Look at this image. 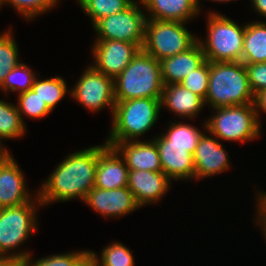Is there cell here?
Listing matches in <instances>:
<instances>
[{"mask_svg": "<svg viewBox=\"0 0 266 266\" xmlns=\"http://www.w3.org/2000/svg\"><path fill=\"white\" fill-rule=\"evenodd\" d=\"M107 146L95 145L67 155L48 176L37 194L44 205L80 199L84 202L95 185L99 153Z\"/></svg>", "mask_w": 266, "mask_h": 266, "instance_id": "cell-1", "label": "cell"}, {"mask_svg": "<svg viewBox=\"0 0 266 266\" xmlns=\"http://www.w3.org/2000/svg\"><path fill=\"white\" fill-rule=\"evenodd\" d=\"M204 102L211 109L254 103L245 64L242 61L210 62Z\"/></svg>", "mask_w": 266, "mask_h": 266, "instance_id": "cell-2", "label": "cell"}, {"mask_svg": "<svg viewBox=\"0 0 266 266\" xmlns=\"http://www.w3.org/2000/svg\"><path fill=\"white\" fill-rule=\"evenodd\" d=\"M163 86L160 61L140 49L129 65L114 79L115 101L161 99Z\"/></svg>", "mask_w": 266, "mask_h": 266, "instance_id": "cell-3", "label": "cell"}, {"mask_svg": "<svg viewBox=\"0 0 266 266\" xmlns=\"http://www.w3.org/2000/svg\"><path fill=\"white\" fill-rule=\"evenodd\" d=\"M160 110L161 99L135 98L116 101L110 133L105 143L139 140L157 123Z\"/></svg>", "mask_w": 266, "mask_h": 266, "instance_id": "cell-4", "label": "cell"}, {"mask_svg": "<svg viewBox=\"0 0 266 266\" xmlns=\"http://www.w3.org/2000/svg\"><path fill=\"white\" fill-rule=\"evenodd\" d=\"M41 203L37 192L30 202L0 209V254L11 256L23 263L31 254L19 247L36 232L37 209ZM38 207V208H37ZM30 236V237H29ZM17 248L16 252L15 249ZM11 251H14L11 252ZM25 251V252H24ZM18 252V253H17ZM11 253V254H10Z\"/></svg>", "mask_w": 266, "mask_h": 266, "instance_id": "cell-5", "label": "cell"}, {"mask_svg": "<svg viewBox=\"0 0 266 266\" xmlns=\"http://www.w3.org/2000/svg\"><path fill=\"white\" fill-rule=\"evenodd\" d=\"M207 37H198L205 58L210 62L242 61L245 24L211 11L207 13Z\"/></svg>", "mask_w": 266, "mask_h": 266, "instance_id": "cell-6", "label": "cell"}, {"mask_svg": "<svg viewBox=\"0 0 266 266\" xmlns=\"http://www.w3.org/2000/svg\"><path fill=\"white\" fill-rule=\"evenodd\" d=\"M212 111L213 116L203 122V127L205 132H210L219 140L246 143L260 138L262 131L254 103L217 107Z\"/></svg>", "mask_w": 266, "mask_h": 266, "instance_id": "cell-7", "label": "cell"}, {"mask_svg": "<svg viewBox=\"0 0 266 266\" xmlns=\"http://www.w3.org/2000/svg\"><path fill=\"white\" fill-rule=\"evenodd\" d=\"M188 23L147 19L145 23V39L142 49L161 61L187 51L198 37L185 27Z\"/></svg>", "mask_w": 266, "mask_h": 266, "instance_id": "cell-8", "label": "cell"}, {"mask_svg": "<svg viewBox=\"0 0 266 266\" xmlns=\"http://www.w3.org/2000/svg\"><path fill=\"white\" fill-rule=\"evenodd\" d=\"M137 1H134L121 12L98 20L93 25L94 32L97 35L94 40L131 42L137 44L142 49L147 17L144 13L145 9L142 1Z\"/></svg>", "mask_w": 266, "mask_h": 266, "instance_id": "cell-9", "label": "cell"}, {"mask_svg": "<svg viewBox=\"0 0 266 266\" xmlns=\"http://www.w3.org/2000/svg\"><path fill=\"white\" fill-rule=\"evenodd\" d=\"M70 96L92 113L104 108L111 110L116 104L114 97V79L96 70L92 65L85 68L79 80L70 90Z\"/></svg>", "mask_w": 266, "mask_h": 266, "instance_id": "cell-10", "label": "cell"}, {"mask_svg": "<svg viewBox=\"0 0 266 266\" xmlns=\"http://www.w3.org/2000/svg\"><path fill=\"white\" fill-rule=\"evenodd\" d=\"M96 70L115 79L141 49L137 44L119 40H95L91 47Z\"/></svg>", "mask_w": 266, "mask_h": 266, "instance_id": "cell-11", "label": "cell"}, {"mask_svg": "<svg viewBox=\"0 0 266 266\" xmlns=\"http://www.w3.org/2000/svg\"><path fill=\"white\" fill-rule=\"evenodd\" d=\"M159 151L163 173L170 180H195L194 153L197 146L169 145L162 135L153 137Z\"/></svg>", "mask_w": 266, "mask_h": 266, "instance_id": "cell-12", "label": "cell"}, {"mask_svg": "<svg viewBox=\"0 0 266 266\" xmlns=\"http://www.w3.org/2000/svg\"><path fill=\"white\" fill-rule=\"evenodd\" d=\"M84 203L105 218H120L141 208L128 186L111 190L93 187Z\"/></svg>", "mask_w": 266, "mask_h": 266, "instance_id": "cell-13", "label": "cell"}, {"mask_svg": "<svg viewBox=\"0 0 266 266\" xmlns=\"http://www.w3.org/2000/svg\"><path fill=\"white\" fill-rule=\"evenodd\" d=\"M209 134V136L207 135ZM203 133L194 153L195 179L208 178L230 169V159L219 139Z\"/></svg>", "mask_w": 266, "mask_h": 266, "instance_id": "cell-14", "label": "cell"}, {"mask_svg": "<svg viewBox=\"0 0 266 266\" xmlns=\"http://www.w3.org/2000/svg\"><path fill=\"white\" fill-rule=\"evenodd\" d=\"M171 182L163 172L129 170L128 189L141 208L160 201L169 192Z\"/></svg>", "mask_w": 266, "mask_h": 266, "instance_id": "cell-15", "label": "cell"}, {"mask_svg": "<svg viewBox=\"0 0 266 266\" xmlns=\"http://www.w3.org/2000/svg\"><path fill=\"white\" fill-rule=\"evenodd\" d=\"M106 144L118 151L129 170L163 172L159 151L154 139Z\"/></svg>", "mask_w": 266, "mask_h": 266, "instance_id": "cell-16", "label": "cell"}, {"mask_svg": "<svg viewBox=\"0 0 266 266\" xmlns=\"http://www.w3.org/2000/svg\"><path fill=\"white\" fill-rule=\"evenodd\" d=\"M25 181L20 165L12 156L0 169V209L28 203L35 197Z\"/></svg>", "mask_w": 266, "mask_h": 266, "instance_id": "cell-17", "label": "cell"}, {"mask_svg": "<svg viewBox=\"0 0 266 266\" xmlns=\"http://www.w3.org/2000/svg\"><path fill=\"white\" fill-rule=\"evenodd\" d=\"M129 169L118 151L107 145L98 155L94 187L116 189L128 186Z\"/></svg>", "mask_w": 266, "mask_h": 266, "instance_id": "cell-18", "label": "cell"}, {"mask_svg": "<svg viewBox=\"0 0 266 266\" xmlns=\"http://www.w3.org/2000/svg\"><path fill=\"white\" fill-rule=\"evenodd\" d=\"M206 60L201 44L197 41L187 51L160 61L163 85L180 84L193 70Z\"/></svg>", "mask_w": 266, "mask_h": 266, "instance_id": "cell-19", "label": "cell"}, {"mask_svg": "<svg viewBox=\"0 0 266 266\" xmlns=\"http://www.w3.org/2000/svg\"><path fill=\"white\" fill-rule=\"evenodd\" d=\"M166 106V107H165ZM205 106L204 99L181 84L163 86L161 108L165 107L174 115L189 120L198 116Z\"/></svg>", "mask_w": 266, "mask_h": 266, "instance_id": "cell-20", "label": "cell"}, {"mask_svg": "<svg viewBox=\"0 0 266 266\" xmlns=\"http://www.w3.org/2000/svg\"><path fill=\"white\" fill-rule=\"evenodd\" d=\"M147 19L190 22L197 17V0H141ZM148 13V14H147Z\"/></svg>", "mask_w": 266, "mask_h": 266, "instance_id": "cell-21", "label": "cell"}, {"mask_svg": "<svg viewBox=\"0 0 266 266\" xmlns=\"http://www.w3.org/2000/svg\"><path fill=\"white\" fill-rule=\"evenodd\" d=\"M242 62L244 64L266 62V21L246 23Z\"/></svg>", "mask_w": 266, "mask_h": 266, "instance_id": "cell-22", "label": "cell"}, {"mask_svg": "<svg viewBox=\"0 0 266 266\" xmlns=\"http://www.w3.org/2000/svg\"><path fill=\"white\" fill-rule=\"evenodd\" d=\"M26 130L16 105L0 100V141L22 138Z\"/></svg>", "mask_w": 266, "mask_h": 266, "instance_id": "cell-23", "label": "cell"}, {"mask_svg": "<svg viewBox=\"0 0 266 266\" xmlns=\"http://www.w3.org/2000/svg\"><path fill=\"white\" fill-rule=\"evenodd\" d=\"M32 89L45 101L51 111L60 100L65 98L66 94L70 95V89H68L65 79L59 75L44 80H40L36 76Z\"/></svg>", "mask_w": 266, "mask_h": 266, "instance_id": "cell-24", "label": "cell"}, {"mask_svg": "<svg viewBox=\"0 0 266 266\" xmlns=\"http://www.w3.org/2000/svg\"><path fill=\"white\" fill-rule=\"evenodd\" d=\"M135 0H77L92 26L100 19L123 11Z\"/></svg>", "mask_w": 266, "mask_h": 266, "instance_id": "cell-25", "label": "cell"}, {"mask_svg": "<svg viewBox=\"0 0 266 266\" xmlns=\"http://www.w3.org/2000/svg\"><path fill=\"white\" fill-rule=\"evenodd\" d=\"M90 257L100 266H134V257L129 247L120 242L106 245L100 253L90 250Z\"/></svg>", "mask_w": 266, "mask_h": 266, "instance_id": "cell-26", "label": "cell"}, {"mask_svg": "<svg viewBox=\"0 0 266 266\" xmlns=\"http://www.w3.org/2000/svg\"><path fill=\"white\" fill-rule=\"evenodd\" d=\"M36 76L37 74L29 65L21 62L17 67L10 70L0 85V89L6 97L9 95L8 92H18V94L26 92L32 89Z\"/></svg>", "mask_w": 266, "mask_h": 266, "instance_id": "cell-27", "label": "cell"}, {"mask_svg": "<svg viewBox=\"0 0 266 266\" xmlns=\"http://www.w3.org/2000/svg\"><path fill=\"white\" fill-rule=\"evenodd\" d=\"M169 125L168 129L166 128L165 132L162 133V136L169 141V145L197 146L204 133L197 127L190 123L185 124L183 121L176 122L171 120Z\"/></svg>", "mask_w": 266, "mask_h": 266, "instance_id": "cell-28", "label": "cell"}, {"mask_svg": "<svg viewBox=\"0 0 266 266\" xmlns=\"http://www.w3.org/2000/svg\"><path fill=\"white\" fill-rule=\"evenodd\" d=\"M12 33V30L9 29L0 34V85L10 70L21 63L19 47Z\"/></svg>", "mask_w": 266, "mask_h": 266, "instance_id": "cell-29", "label": "cell"}, {"mask_svg": "<svg viewBox=\"0 0 266 266\" xmlns=\"http://www.w3.org/2000/svg\"><path fill=\"white\" fill-rule=\"evenodd\" d=\"M17 101L16 107L25 125L23 116L38 120L51 113L45 101L33 89L18 94Z\"/></svg>", "mask_w": 266, "mask_h": 266, "instance_id": "cell-30", "label": "cell"}, {"mask_svg": "<svg viewBox=\"0 0 266 266\" xmlns=\"http://www.w3.org/2000/svg\"><path fill=\"white\" fill-rule=\"evenodd\" d=\"M31 256L22 263V266H82L90 256V250L72 251L58 255L53 254L52 256L35 260Z\"/></svg>", "mask_w": 266, "mask_h": 266, "instance_id": "cell-31", "label": "cell"}, {"mask_svg": "<svg viewBox=\"0 0 266 266\" xmlns=\"http://www.w3.org/2000/svg\"><path fill=\"white\" fill-rule=\"evenodd\" d=\"M3 5H10L12 8L22 15L25 20H32L39 15L48 13L54 9L60 0H2Z\"/></svg>", "mask_w": 266, "mask_h": 266, "instance_id": "cell-32", "label": "cell"}, {"mask_svg": "<svg viewBox=\"0 0 266 266\" xmlns=\"http://www.w3.org/2000/svg\"><path fill=\"white\" fill-rule=\"evenodd\" d=\"M210 61L205 60L191 74L187 75L180 84L205 100L208 91Z\"/></svg>", "mask_w": 266, "mask_h": 266, "instance_id": "cell-33", "label": "cell"}, {"mask_svg": "<svg viewBox=\"0 0 266 266\" xmlns=\"http://www.w3.org/2000/svg\"><path fill=\"white\" fill-rule=\"evenodd\" d=\"M249 86L254 95L266 89V62L245 64Z\"/></svg>", "mask_w": 266, "mask_h": 266, "instance_id": "cell-34", "label": "cell"}, {"mask_svg": "<svg viewBox=\"0 0 266 266\" xmlns=\"http://www.w3.org/2000/svg\"><path fill=\"white\" fill-rule=\"evenodd\" d=\"M256 212L258 213L255 217V224L258 226H266V192L263 193L260 190L256 193Z\"/></svg>", "mask_w": 266, "mask_h": 266, "instance_id": "cell-35", "label": "cell"}, {"mask_svg": "<svg viewBox=\"0 0 266 266\" xmlns=\"http://www.w3.org/2000/svg\"><path fill=\"white\" fill-rule=\"evenodd\" d=\"M254 104L256 108V117L261 128V120L259 118H261V112L266 114V89L255 95Z\"/></svg>", "mask_w": 266, "mask_h": 266, "instance_id": "cell-36", "label": "cell"}, {"mask_svg": "<svg viewBox=\"0 0 266 266\" xmlns=\"http://www.w3.org/2000/svg\"><path fill=\"white\" fill-rule=\"evenodd\" d=\"M252 10L258 13V15L266 18V0H251Z\"/></svg>", "mask_w": 266, "mask_h": 266, "instance_id": "cell-37", "label": "cell"}, {"mask_svg": "<svg viewBox=\"0 0 266 266\" xmlns=\"http://www.w3.org/2000/svg\"><path fill=\"white\" fill-rule=\"evenodd\" d=\"M0 266H22V263L11 256L0 254Z\"/></svg>", "mask_w": 266, "mask_h": 266, "instance_id": "cell-38", "label": "cell"}, {"mask_svg": "<svg viewBox=\"0 0 266 266\" xmlns=\"http://www.w3.org/2000/svg\"><path fill=\"white\" fill-rule=\"evenodd\" d=\"M12 156V154H0V169Z\"/></svg>", "mask_w": 266, "mask_h": 266, "instance_id": "cell-39", "label": "cell"}, {"mask_svg": "<svg viewBox=\"0 0 266 266\" xmlns=\"http://www.w3.org/2000/svg\"><path fill=\"white\" fill-rule=\"evenodd\" d=\"M0 154H11L1 141H0Z\"/></svg>", "mask_w": 266, "mask_h": 266, "instance_id": "cell-40", "label": "cell"}, {"mask_svg": "<svg viewBox=\"0 0 266 266\" xmlns=\"http://www.w3.org/2000/svg\"><path fill=\"white\" fill-rule=\"evenodd\" d=\"M200 1H201V0H197V4H198V7H199V10L202 9L201 6H200V4H201ZM208 1H210V0H208ZM211 1H215V2H217V3H218V2H224V3H225V2H232V1H234V0H211Z\"/></svg>", "mask_w": 266, "mask_h": 266, "instance_id": "cell-41", "label": "cell"}, {"mask_svg": "<svg viewBox=\"0 0 266 266\" xmlns=\"http://www.w3.org/2000/svg\"><path fill=\"white\" fill-rule=\"evenodd\" d=\"M89 266H100L89 256Z\"/></svg>", "mask_w": 266, "mask_h": 266, "instance_id": "cell-42", "label": "cell"}, {"mask_svg": "<svg viewBox=\"0 0 266 266\" xmlns=\"http://www.w3.org/2000/svg\"><path fill=\"white\" fill-rule=\"evenodd\" d=\"M260 228H262V233L264 234V238L266 240V226H259Z\"/></svg>", "mask_w": 266, "mask_h": 266, "instance_id": "cell-43", "label": "cell"}, {"mask_svg": "<svg viewBox=\"0 0 266 266\" xmlns=\"http://www.w3.org/2000/svg\"><path fill=\"white\" fill-rule=\"evenodd\" d=\"M82 266H89V257L86 259V262Z\"/></svg>", "mask_w": 266, "mask_h": 266, "instance_id": "cell-44", "label": "cell"}, {"mask_svg": "<svg viewBox=\"0 0 266 266\" xmlns=\"http://www.w3.org/2000/svg\"><path fill=\"white\" fill-rule=\"evenodd\" d=\"M2 6H3V1L0 0V9L2 8Z\"/></svg>", "mask_w": 266, "mask_h": 266, "instance_id": "cell-45", "label": "cell"}]
</instances>
